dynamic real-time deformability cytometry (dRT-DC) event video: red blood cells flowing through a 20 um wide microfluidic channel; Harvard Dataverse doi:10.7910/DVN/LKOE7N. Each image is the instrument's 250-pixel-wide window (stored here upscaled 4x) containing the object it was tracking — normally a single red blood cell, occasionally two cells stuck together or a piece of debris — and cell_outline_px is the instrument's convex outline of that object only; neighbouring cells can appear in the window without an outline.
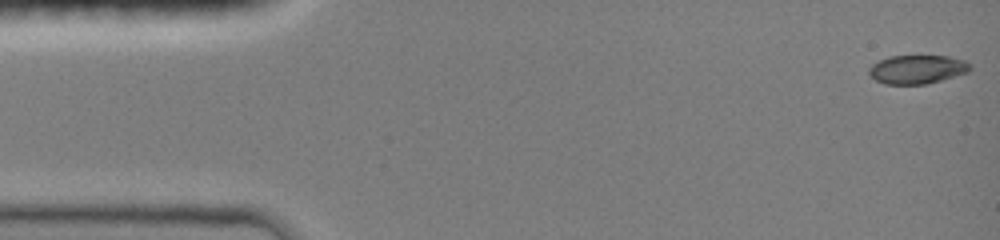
{"species": "common noctule bat (a hibernating species)", "species_latin": "Nyctalus noctula", "temperature_condition": "room temperature", "stored_images_in_passage": 61, "camera_frame_rate_fps": 3000, "um_per_image_px": 0.085, "animal": {"sex": "female", "body_mass_g": 19.0, "forearm_length_mm": 51.5}, "frame": {"image": 1, "passage_image": 1, "time_ms": 0.0, "image_size_px": [1000, 240], "cell_outline_px": [[972, 68], [968, 72], [940, 80], [924, 84], [884, 84], [876, 80], [868, 72], [868, 68], [872, 64], [888, 56], [948, 56], [964, 60], [972, 64]], "centroid_in_image_um": [77.96, 5.89], "position_along_channel_um": 7.0, "area_um2": 16.88}}
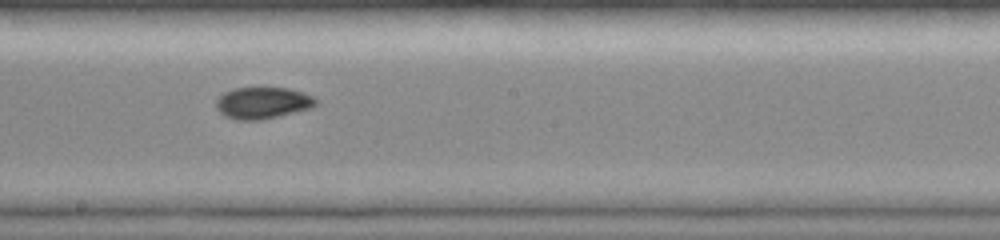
{"frame": {"image": 2, "passage_image": 33, "time_ms": 8.333, "image_size_px": [1000, 240], "cell_outline_px": [[320, 104], [312, 108], [260, 120], [236, 120], [224, 116], [216, 108], [216, 100], [224, 92], [236, 88], [288, 88], [304, 92], [320, 100]], "centroid_in_image_um": [22.37, 8.75], "position_along_channel_um": 225.8, "area_um2": 18.55}}
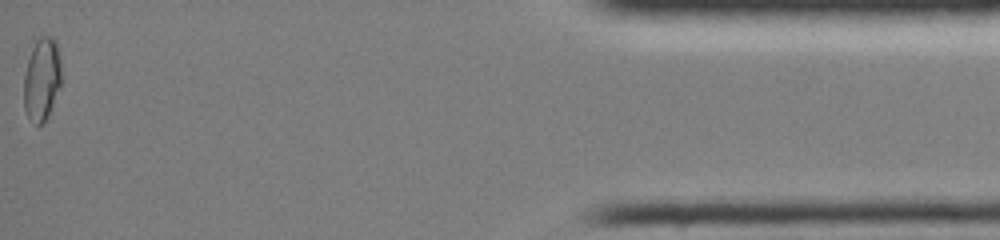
{"frame": {"image": 3, "passage_image": 60, "time_ms": 15.333, "image_size_px": [1000, 240], "cell_outline_px": [[60, 88], [48, 116], [40, 124], [36, 124], [28, 116], [24, 108], [24, 76], [28, 60], [32, 48], [36, 40], [40, 36], [52, 36], [56, 40], [60, 56]], "centroid_in_image_um": [3.57, 6.7], "position_along_channel_um": 431.6, "area_um2": 18.03}, "authors_computed_cell_mechanics": {"area_um2": 17.8024, "velocity_mm_per_s": 4.0799, "shape_relaxation_time_tau1_ms": null, "shape_relaxation_time_tau2_ms": 3.5007, "deformation_change_tau1": null, "deformation_change_tau2": 0.026}}